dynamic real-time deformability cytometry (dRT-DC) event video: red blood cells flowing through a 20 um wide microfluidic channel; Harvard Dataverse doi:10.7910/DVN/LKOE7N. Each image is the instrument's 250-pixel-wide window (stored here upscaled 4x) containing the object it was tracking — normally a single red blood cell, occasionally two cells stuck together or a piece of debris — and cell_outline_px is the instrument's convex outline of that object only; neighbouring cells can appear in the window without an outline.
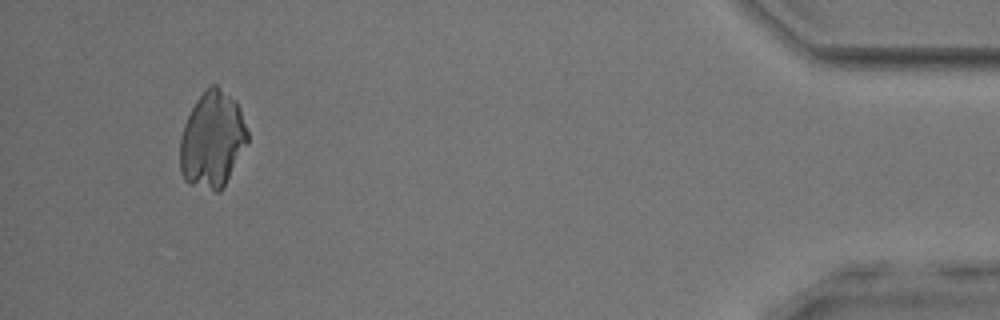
{"species": "common noctule bat (a hibernating species)", "species_latin": "Nyctalus noctula", "temperature_condition": "room temperature", "stored_images_in_passage": 52, "camera_frame_rate_fps": 3000, "um_per_image_px": 0.085, "animal": {"sex": "male", "body_mass_g": 17.9, "forearm_length_mm": 54.2}, "frame": {"image": 1, "passage_image": 49, "time_ms": 16.0, "image_size_px": [1000, 320], "cell_outline_px": [[248, 140], [220, 192], [216, 192], [188, 184], [184, 180], [180, 172], [180, 136], [184, 124], [196, 100], [204, 88], [212, 84], [216, 84], [236, 100], [240, 108], [248, 132]], "centroid_in_image_um": [18.02, 11.85], "position_along_channel_um": 417.2, "area_um2": 37.97}}